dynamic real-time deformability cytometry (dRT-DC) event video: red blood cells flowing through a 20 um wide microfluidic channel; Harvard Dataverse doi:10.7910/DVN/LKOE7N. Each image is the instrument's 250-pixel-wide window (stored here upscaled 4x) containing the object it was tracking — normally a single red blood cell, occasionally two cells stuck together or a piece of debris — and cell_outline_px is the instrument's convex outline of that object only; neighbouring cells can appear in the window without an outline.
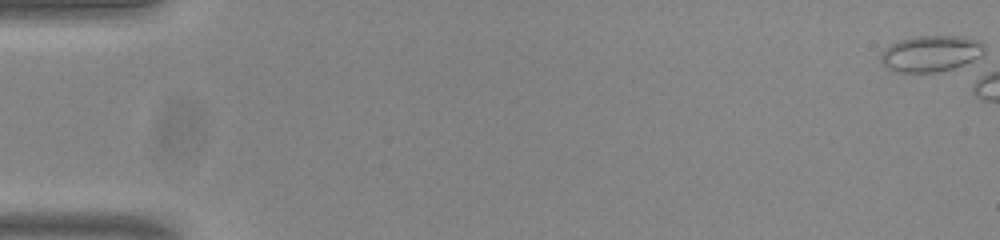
{"species": "common noctule bat (a hibernating species)", "species_latin": "Nyctalus noctula", "temperature_condition": "room temperature", "stored_images_in_passage": 6, "camera_frame_rate_fps": 3000, "um_per_image_px": 0.085, "animal": {"sex": "male", "body_mass_g": 20.0, "forearm_length_mm": 53.3}, "frame": {"image": 1, "passage_image": 1, "time_ms": 0.0, "image_size_px": [1000, 240], "cell_outline_px": [[984, 52], [980, 56], [972, 60], [952, 68], [932, 72], [896, 72], [888, 68], [880, 60], [880, 56], [884, 48], [900, 40], [916, 36], [964, 36], [980, 40], [984, 44]], "centroid_in_image_um": [79.12, 4.53], "position_along_channel_um": 5.9, "area_um2": 21.68}}